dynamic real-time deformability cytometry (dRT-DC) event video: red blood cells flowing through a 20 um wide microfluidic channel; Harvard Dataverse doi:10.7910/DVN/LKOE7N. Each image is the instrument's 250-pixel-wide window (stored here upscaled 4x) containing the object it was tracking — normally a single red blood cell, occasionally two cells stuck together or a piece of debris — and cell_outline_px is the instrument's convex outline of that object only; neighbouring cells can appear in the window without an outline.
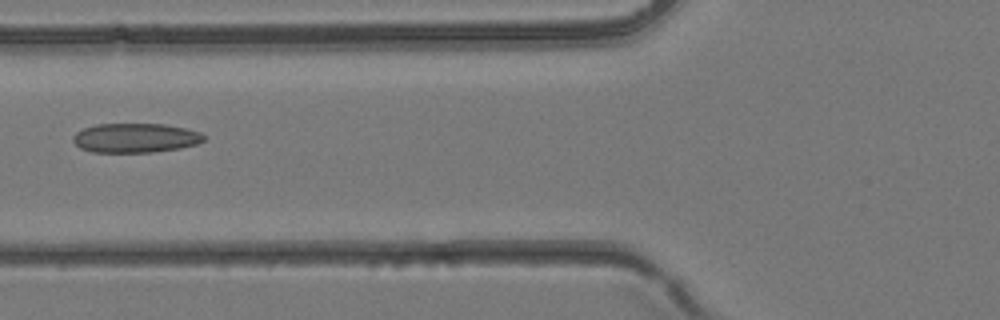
{"species": "common noctule bat (a hibernating species)", "species_latin": "Nyctalus noctula", "temperature_condition": "room temperature", "stored_images_in_passage": 5, "camera_frame_rate_fps": 3000, "um_per_image_px": 0.085, "animal": {"sex": "female", "body_mass_g": 24.6, "forearm_length_mm": 56.2}, "frame": {"image": 1, "passage_image": 5, "time_ms": 1.333, "image_size_px": [1000, 320], "cell_outline_px": [[204, 140], [196, 144], [180, 148], [152, 152], [92, 152], [80, 148], [72, 140], [72, 136], [76, 132], [84, 128], [96, 124], [164, 124], [184, 128], [200, 132], [204, 136]], "centroid_in_image_um": [11.48, 11.72], "position_along_channel_um": 114.3, "area_um2": 22.31}}